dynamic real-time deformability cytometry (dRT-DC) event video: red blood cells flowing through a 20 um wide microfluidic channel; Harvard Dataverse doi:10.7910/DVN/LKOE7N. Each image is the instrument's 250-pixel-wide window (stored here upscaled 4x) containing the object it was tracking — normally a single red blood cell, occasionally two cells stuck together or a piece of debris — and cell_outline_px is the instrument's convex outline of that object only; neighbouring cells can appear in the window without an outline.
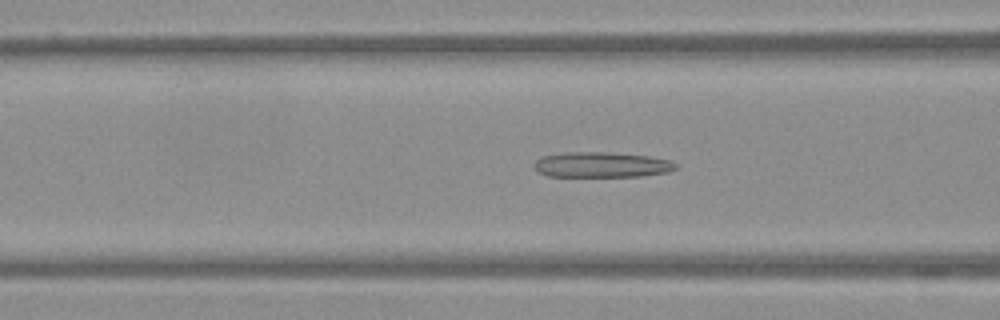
{"species": "Egyptian fruit bat (a non-hibernating species)", "species_latin": "Rousettus aegyptiacus", "temperature_condition": "warm", "stored_images_in_passage": 53, "camera_frame_rate_fps": 3000, "um_per_image_px": 0.085, "frame": {"image": 1, "passage_image": 21, "time_ms": 6.667, "image_size_px": [1000, 320], "cell_outline_px": [[676, 168], [668, 172], [640, 176], [548, 176], [536, 172], [536, 160], [540, 156], [564, 152], [608, 152], [648, 156], [672, 160], [676, 164]], "centroid_in_image_um": [51.12, 13.99], "position_along_channel_um": 115.5, "area_um2": 20.92}}
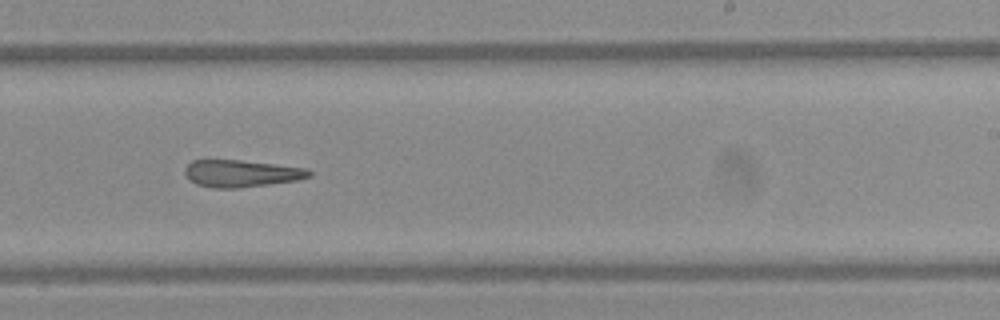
{"frame": {"image": 2, "passage_image": 33, "time_ms": 10.667, "image_size_px": [1000, 320], "cell_outline_px": [[312, 176], [296, 180], [268, 184], [236, 188], [212, 188], [196, 184], [184, 172], [184, 168], [192, 160], [240, 160], [304, 168], [312, 172]], "centroid_in_image_um": [20.48, 14.74], "position_along_channel_um": 268.5, "area_um2": 19.31}}
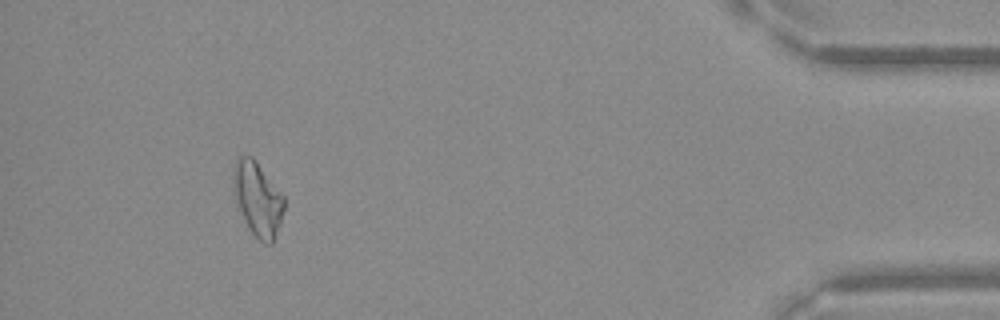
{"frame": {"image": 3, "passage_image": 49, "time_ms": 16.0, "image_size_px": [1000, 320], "cell_outline_px": [[284, 208], [280, 224], [272, 244], [264, 244], [248, 228], [240, 208], [236, 196], [232, 180], [232, 172], [236, 160], [240, 156], [252, 156], [284, 196]], "centroid_in_image_um": [21.91, 16.9], "position_along_channel_um": 413.3, "area_um2": 21.44}}